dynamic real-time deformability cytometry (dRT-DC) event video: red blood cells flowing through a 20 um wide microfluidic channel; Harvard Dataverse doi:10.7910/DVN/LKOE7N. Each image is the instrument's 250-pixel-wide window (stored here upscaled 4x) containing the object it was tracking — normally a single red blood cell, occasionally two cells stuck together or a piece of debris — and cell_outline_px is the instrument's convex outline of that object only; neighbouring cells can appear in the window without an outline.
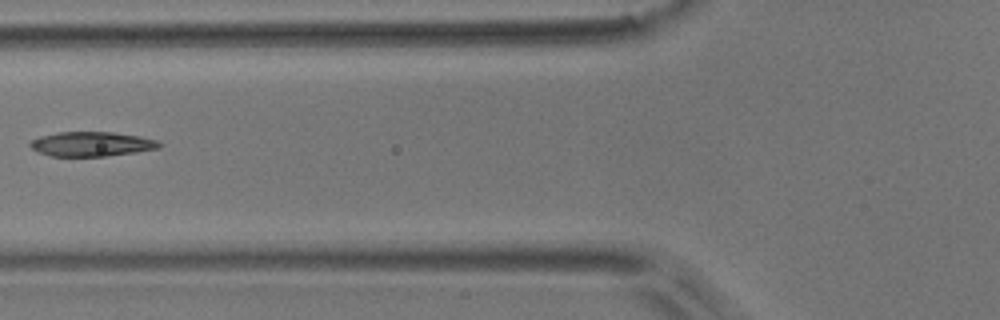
{"species": "common noctule bat (a hibernating species)", "species_latin": "Nyctalus noctula", "temperature_condition": "room temperature", "stored_images_in_passage": 5, "camera_frame_rate_fps": 3000, "um_per_image_px": 0.085, "animal": {"sex": "male", "body_mass_g": 17.9}, "frame": {"image": 1, "passage_image": 5, "time_ms": 1.333, "image_size_px": [1000, 320], "cell_outline_px": [[164, 144], [160, 148], [136, 152], [104, 156], [52, 156], [40, 152], [32, 148], [28, 144], [32, 140], [40, 136], [56, 132], [112, 132], [140, 136], [156, 140]], "centroid_in_image_um": [7.81, 12.24], "position_along_channel_um": 118.0, "area_um2": 18.44}}